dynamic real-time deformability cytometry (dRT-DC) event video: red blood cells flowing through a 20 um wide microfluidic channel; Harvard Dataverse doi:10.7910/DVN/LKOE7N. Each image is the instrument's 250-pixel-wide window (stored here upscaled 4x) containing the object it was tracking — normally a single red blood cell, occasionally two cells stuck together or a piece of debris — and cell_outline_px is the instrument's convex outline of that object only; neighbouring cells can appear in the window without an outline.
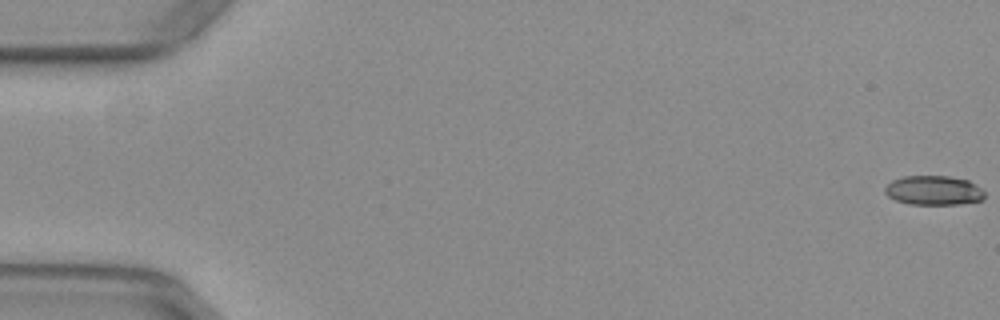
{"species": "common noctule bat (a hibernating species)", "species_latin": "Nyctalus noctula", "temperature_condition": "warm", "stored_images_in_passage": 15, "camera_frame_rate_fps": 3000, "um_per_image_px": 0.085, "animal": {"sex": "female", "body_mass_g": 29.2, "forearm_length_mm": 56.3}, "frame": {"image": 1, "passage_image": 1, "time_ms": 0.0, "image_size_px": [1000, 320], "cell_outline_px": [[984, 200], [960, 204], [908, 204], [896, 200], [888, 196], [884, 192], [884, 188], [892, 180], [904, 176], [948, 176], [968, 180], [980, 188], [984, 192]], "centroid_in_image_um": [79.35, 16.18], "position_along_channel_um": 5.6, "area_um2": 17.05}}